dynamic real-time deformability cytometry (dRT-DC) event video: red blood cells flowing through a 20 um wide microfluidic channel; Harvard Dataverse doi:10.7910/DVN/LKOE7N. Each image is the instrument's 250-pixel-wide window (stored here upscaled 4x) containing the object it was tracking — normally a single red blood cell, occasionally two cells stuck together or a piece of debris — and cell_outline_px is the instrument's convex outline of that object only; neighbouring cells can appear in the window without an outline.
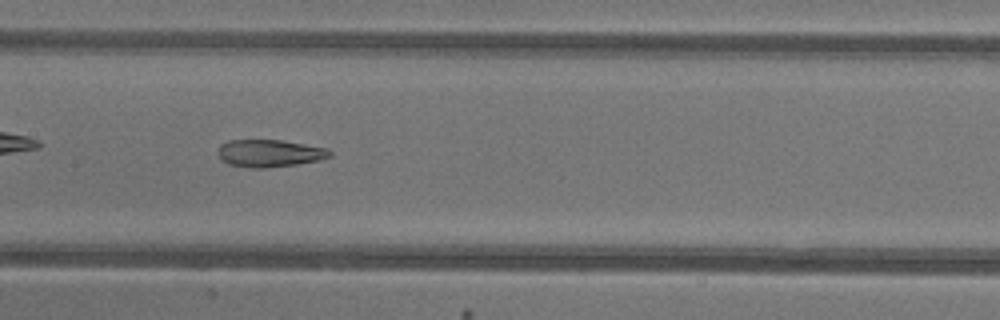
{"species": "common noctule bat (a hibernating species)", "species_latin": "Nyctalus noctula", "temperature_condition": "warm", "stored_images_in_passage": 34, "camera_frame_rate_fps": 3000, "um_per_image_px": 0.085, "animal": {"sex": "female"}, "frame": {"image": 1, "passage_image": 10, "time_ms": 3.0, "image_size_px": [1000, 320], "cell_outline_px": [[332, 156], [320, 160], [296, 164], [264, 168], [252, 168], [228, 164], [220, 160], [216, 152], [220, 144], [228, 140], [284, 140], [324, 148], [332, 152]], "centroid_in_image_um": [22.85, 13.02], "position_along_channel_um": 184.5, "area_um2": 17.98}, "authors_computed_cell_mechanics": {"area_um2": 19.2763, "velocity_mm_per_s": 4.2769, "shape_relaxation_time_tau1_ms": null, "shape_relaxation_time_tau2_ms": 2.1331, "deformation_change_tau1": null, "deformation_change_tau2": 0.1046}}